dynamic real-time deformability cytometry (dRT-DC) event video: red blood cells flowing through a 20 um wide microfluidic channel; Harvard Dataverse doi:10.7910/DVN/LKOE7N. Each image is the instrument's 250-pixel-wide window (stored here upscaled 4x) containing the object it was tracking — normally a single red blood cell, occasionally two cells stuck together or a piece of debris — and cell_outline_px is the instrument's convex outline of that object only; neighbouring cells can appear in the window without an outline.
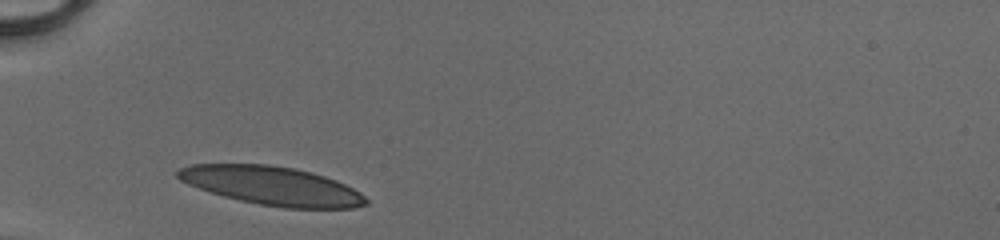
{"species": "human", "species_latin": "Homo sapiens", "temperature_condition": "cold", "stored_images_in_passage": 26, "camera_frame_rate_fps": 3000, "um_per_image_px": 0.085, "donor": {"sex": "male"}, "frame": {"image": 1, "passage_image": 1, "time_ms": 0.0, "image_size_px": [1000, 240], "cell_outline_px": [[368, 204], [352, 208], [284, 208], [260, 204], [240, 200], [224, 196], [188, 184], [180, 180], [176, 176], [176, 172], [180, 168], [192, 164], [268, 164], [296, 168], [312, 172], [336, 180], [360, 192], [368, 200]], "centroid_in_image_um": [23.13, 15.78], "position_along_channel_um": 61.9, "area_um2": 42.19}}
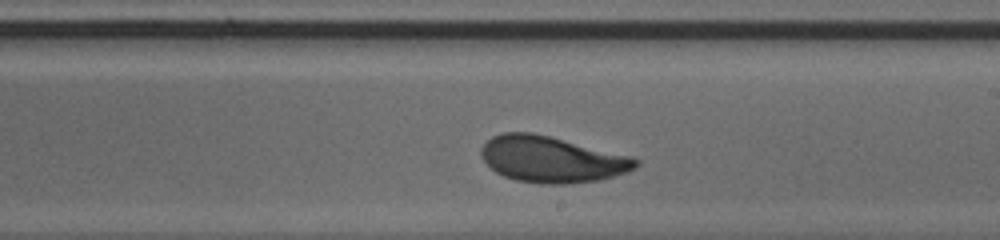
{"frame": {"image": 2, "passage_image": 15, "time_ms": 4.667, "image_size_px": [1000, 240], "cell_outline_px": [[640, 164], [636, 168], [628, 172], [600, 180], [568, 184], [540, 184], [516, 180], [504, 176], [496, 172], [484, 160], [480, 152], [480, 148], [492, 136], [504, 132], [532, 132], [632, 156], [640, 160]], "centroid_in_image_um": [46.93, 13.55], "position_along_channel_um": 242.1, "area_um2": 41.67}}
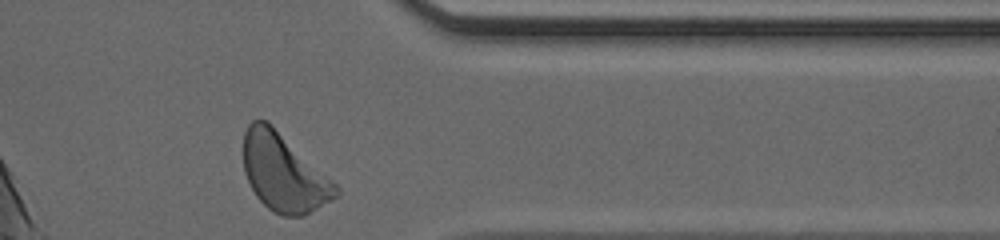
{"frame": {"image": 3, "passage_image": 26, "time_ms": 8.333, "image_size_px": [1000, 240], "cell_outline_px": [[340, 192], [332, 200], [300, 216], [280, 216], [272, 212], [256, 196], [244, 172], [244, 132], [248, 124], [252, 120], [268, 120], [332, 180], [340, 188]], "centroid_in_image_um": [24.1, 14.67], "position_along_channel_um": 387.3, "area_um2": 41.44}, "authors_computed_cell_mechanics": {"area_um2": 41.0091, "velocity_mm_per_s": 4.1098, "shape_relaxation_time_tau1_ms": 2.3396, "shape_relaxation_time_tau2_ms": 1.1458, "deformation_change_tau1": 0.1156, "deformation_change_tau2": 0.0749}}